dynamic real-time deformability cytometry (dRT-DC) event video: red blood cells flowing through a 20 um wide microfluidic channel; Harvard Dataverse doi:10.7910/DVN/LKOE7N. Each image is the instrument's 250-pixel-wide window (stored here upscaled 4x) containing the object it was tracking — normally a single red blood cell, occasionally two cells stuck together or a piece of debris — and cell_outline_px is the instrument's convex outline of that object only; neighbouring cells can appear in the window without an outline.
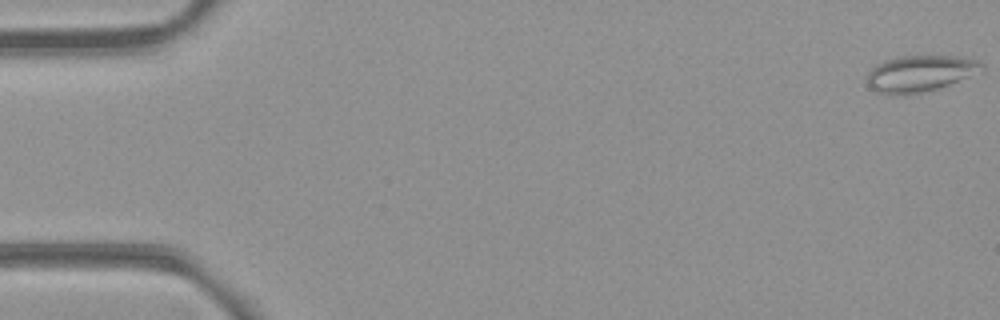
{"species": "common noctule bat (a hibernating species)", "species_latin": "Nyctalus noctula", "temperature_condition": "room temperature", "stored_images_in_passage": 8, "camera_frame_rate_fps": 3000, "um_per_image_px": 0.085, "animal": {"sex": "female", "body_mass_g": 21.9}, "frame": {"image": 1, "passage_image": 1, "time_ms": 0.0, "image_size_px": [1000, 320], "cell_outline_px": [[984, 68], [968, 76], [948, 84], [936, 88], [916, 92], [876, 92], [868, 84], [868, 72], [876, 64], [884, 60], [900, 56], [956, 56], [976, 60], [984, 64]], "centroid_in_image_um": [78.2, 6.19], "position_along_channel_um": 6.8, "area_um2": 23.18}}
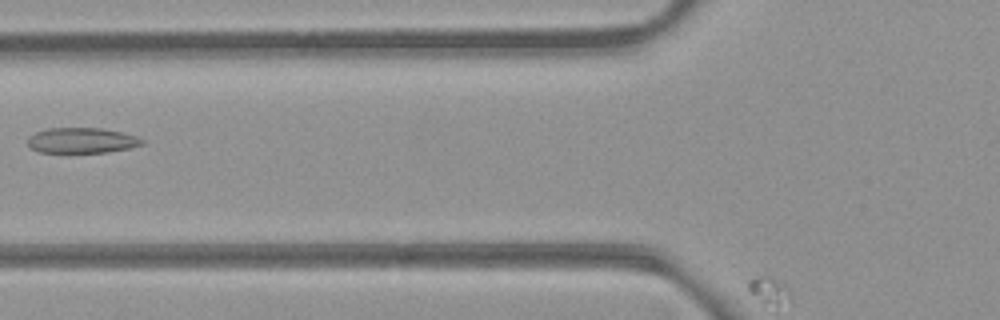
{"frame": {"image": 2, "passage_image": 7, "time_ms": 2.0, "image_size_px": [1000, 320], "cell_outline_px": [[144, 144], [128, 148], [108, 152], [40, 152], [32, 148], [28, 144], [28, 136], [36, 132], [48, 128], [104, 128], [136, 136], [144, 140]], "centroid_in_image_um": [6.95, 11.93], "position_along_channel_um": 118.8, "area_um2": 16.82}}
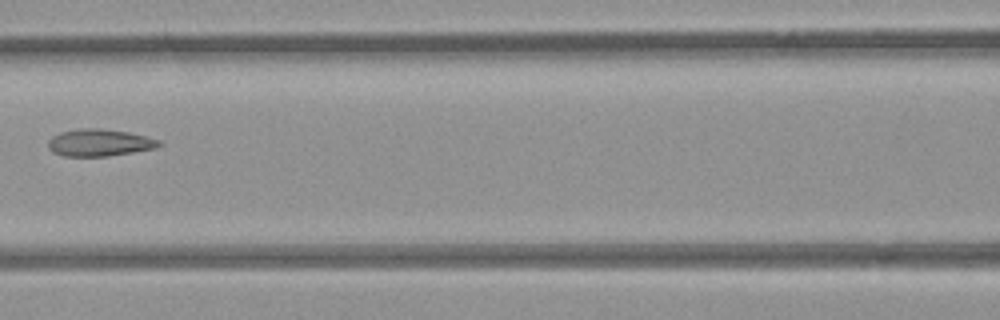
{"frame": {"image": 3, "passage_image": 8, "time_ms": 2.333, "image_size_px": [1000, 320], "cell_outline_px": [[164, 144], [156, 148], [108, 156], [64, 156], [52, 152], [48, 148], [48, 140], [52, 136], [60, 132], [80, 128], [100, 128], [128, 132], [160, 140]], "centroid_in_image_um": [8.44, 12.12], "position_along_channel_um": 158.2, "area_um2": 17.57}}